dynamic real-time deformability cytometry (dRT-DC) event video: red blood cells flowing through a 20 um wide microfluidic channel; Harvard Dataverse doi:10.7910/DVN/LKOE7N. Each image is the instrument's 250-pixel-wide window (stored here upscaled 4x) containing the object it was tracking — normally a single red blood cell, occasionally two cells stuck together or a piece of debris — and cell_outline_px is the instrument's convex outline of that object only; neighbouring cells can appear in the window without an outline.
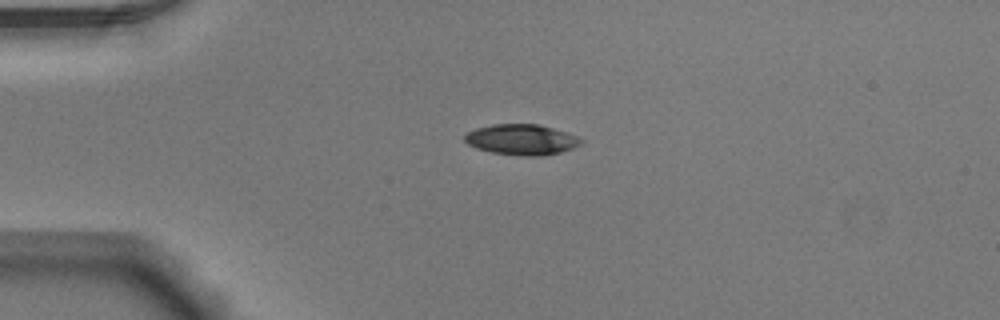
{"species": "Egyptian fruit bat (a non-hibernating species)", "species_latin": "Rousettus aegyptiacus", "temperature_condition": "warm", "stored_images_in_passage": 40, "camera_frame_rate_fps": 3000, "um_per_image_px": 0.085, "animal": {"sex": "male"}, "frame": {"image": 1, "passage_image": 1, "time_ms": 0.0, "image_size_px": [1000, 320], "cell_outline_px": [[584, 140], [580, 144], [572, 148], [560, 152], [540, 156], [520, 156], [492, 152], [476, 148], [468, 144], [464, 140], [464, 136], [468, 132], [476, 128], [492, 124], [536, 124], [552, 128], [576, 136]], "centroid_in_image_um": [44.3, 11.87], "position_along_channel_um": 40.7, "area_um2": 20.58}}
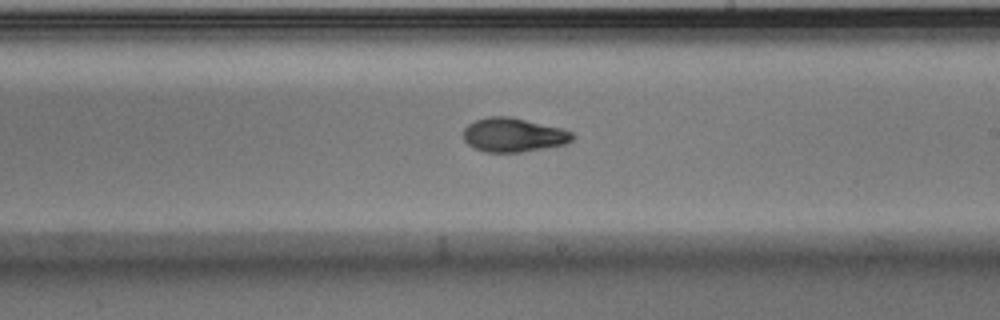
{"frame": {"image": 2, "passage_image": 19, "time_ms": 6.0, "image_size_px": [1000, 320], "cell_outline_px": [[576, 136], [572, 140], [564, 144], [544, 148], [520, 152], [484, 152], [472, 148], [464, 140], [464, 128], [468, 124], [476, 120], [488, 116], [508, 116], [560, 128], [572, 132]], "centroid_in_image_um": [43.61, 11.48], "position_along_channel_um": 245.4, "area_um2": 21.5}}
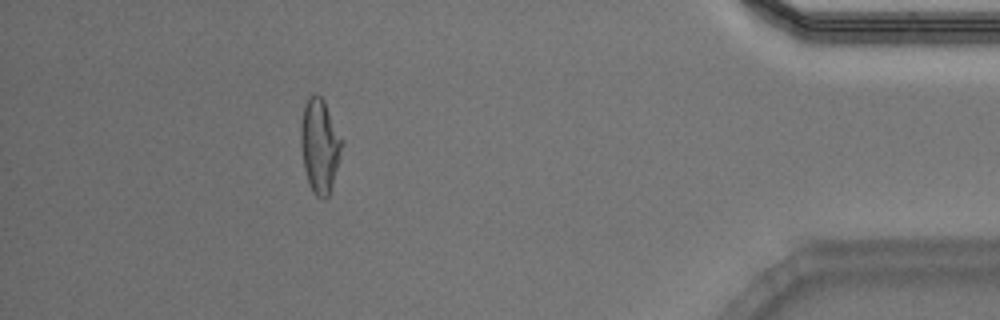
{"frame": {"image": 3, "passage_image": 35, "time_ms": 11.333, "image_size_px": [1000, 320], "cell_outline_px": [[344, 140], [332, 184], [328, 196], [324, 200], [316, 196], [312, 192], [304, 168], [300, 144], [300, 124], [304, 104], [308, 96], [316, 92], [324, 100]], "centroid_in_image_um": [27.17, 12.33], "position_along_channel_um": 408.0, "area_um2": 22.72}, "authors_computed_cell_mechanics": {"area_um2": 21.8195, "velocity_mm_per_s": 3.9277, "shape_relaxation_time_tau1_ms": 5.1328, "shape_relaxation_time_tau2_ms": 2.2334, "deformation_change_tau1": 0.1777, "deformation_change_tau2": 0.0809}}